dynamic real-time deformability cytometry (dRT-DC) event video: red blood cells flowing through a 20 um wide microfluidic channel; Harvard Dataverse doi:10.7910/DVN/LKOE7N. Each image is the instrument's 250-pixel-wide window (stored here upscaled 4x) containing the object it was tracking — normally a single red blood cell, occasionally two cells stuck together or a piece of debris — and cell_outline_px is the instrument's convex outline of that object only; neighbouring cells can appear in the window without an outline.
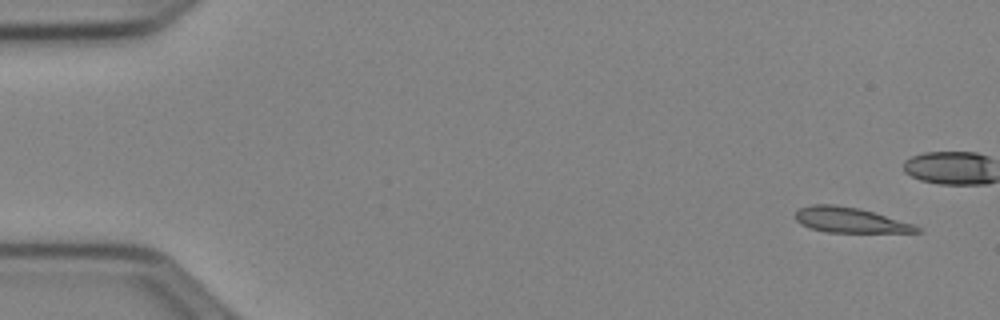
{"species": "Egyptian fruit bat (a non-hibernating species)", "species_latin": "Rousettus aegyptiacus", "temperature_condition": "cold", "stored_images_in_passage": 51, "camera_frame_rate_fps": 3000, "um_per_image_px": 0.085, "animal": {"sex": "female"}, "frame": {"image": 1, "passage_image": 1, "time_ms": 0.0, "image_size_px": [1000, 320], "cell_outline_px": [[920, 232], [828, 232], [808, 228], [800, 224], [796, 220], [796, 212], [800, 208], [812, 204], [832, 204], [856, 208], [872, 212], [912, 224], [920, 228]], "centroid_in_image_um": [72.17, 18.71], "position_along_channel_um": 12.8, "area_um2": 17.46}}
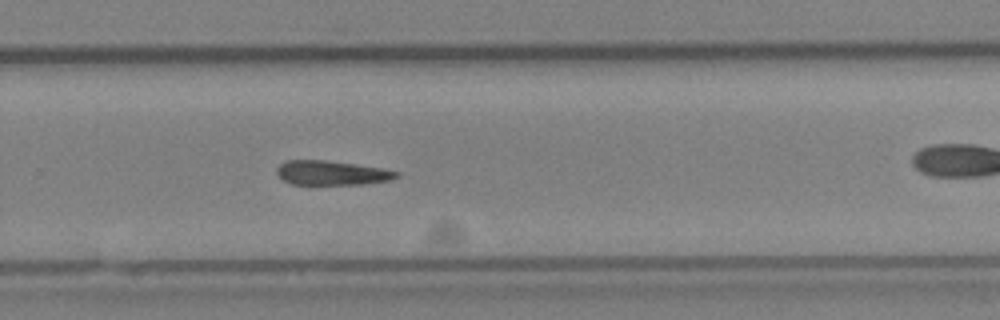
{"frame": {"image": 2, "passage_image": 33, "time_ms": 10.667, "image_size_px": [1000, 320], "cell_outline_px": [[400, 176], [392, 180], [360, 184], [292, 184], [284, 180], [276, 172], [276, 168], [284, 160], [324, 160], [380, 168], [400, 172]], "centroid_in_image_um": [28.19, 14.69], "position_along_channel_um": 301.6, "area_um2": 16.82}}
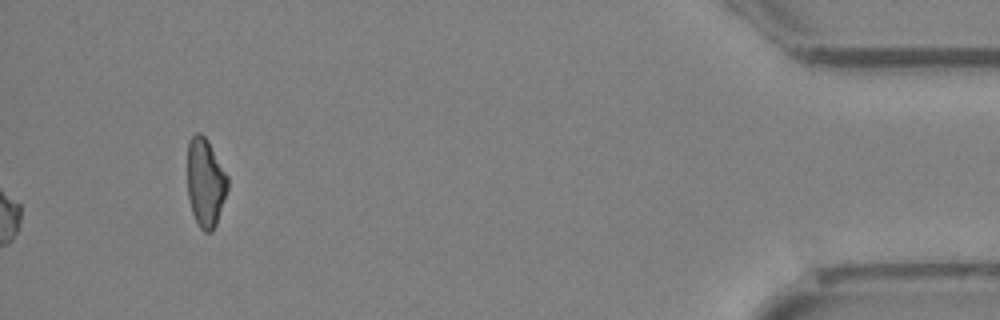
{"frame": {"image": 3, "passage_image": 51, "time_ms": 16.667, "image_size_px": [1000, 320], "cell_outline_px": [[228, 188], [216, 224], [212, 232], [204, 232], [200, 228], [192, 212], [188, 196], [188, 144], [192, 136], [196, 132], [200, 132], [208, 140], [228, 176]], "centroid_in_image_um": [17.47, 15.51], "position_along_channel_um": 417.7, "area_um2": 20.69}}